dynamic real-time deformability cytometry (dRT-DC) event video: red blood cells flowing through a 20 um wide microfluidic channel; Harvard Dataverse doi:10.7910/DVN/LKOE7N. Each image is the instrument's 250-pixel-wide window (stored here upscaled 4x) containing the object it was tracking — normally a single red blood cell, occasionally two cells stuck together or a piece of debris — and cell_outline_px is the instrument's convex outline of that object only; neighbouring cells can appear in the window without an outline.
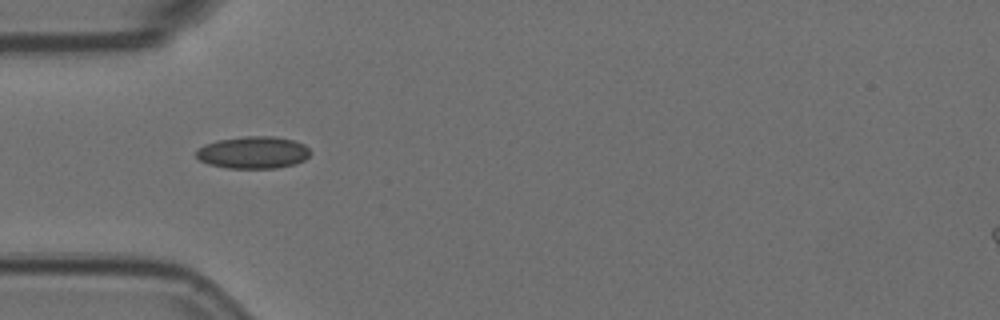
{"species": "Egyptian fruit bat (a non-hibernating species)", "species_latin": "Rousettus aegyptiacus", "temperature_condition": "room temperature", "stored_images_in_passage": 5, "camera_frame_rate_fps": 3000, "um_per_image_px": 0.085, "animal": {"sex": "female"}, "frame": {"image": 1, "passage_image": 4, "time_ms": 1.0, "image_size_px": [1000, 320], "cell_outline_px": [[312, 152], [304, 160], [296, 164], [276, 168], [228, 168], [208, 164], [200, 160], [196, 156], [196, 152], [204, 144], [216, 140], [244, 136], [272, 136], [292, 140], [304, 144]], "centroid_in_image_um": [21.52, 12.96], "position_along_channel_um": 63.5, "area_um2": 21.44}}
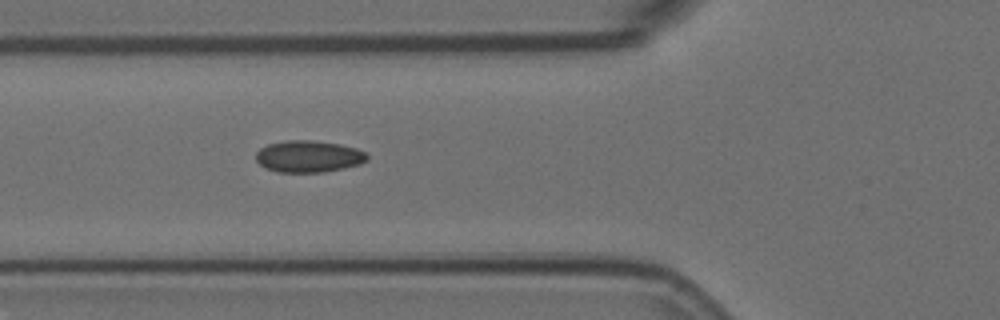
{"frame": {"image": 2, "passage_image": 5, "time_ms": 1.333, "image_size_px": [1000, 320], "cell_outline_px": [[368, 160], [360, 164], [324, 172], [276, 172], [260, 164], [256, 160], [256, 152], [260, 148], [268, 144], [288, 140], [312, 140], [340, 144], [356, 148], [364, 152], [368, 156]], "centroid_in_image_um": [26.23, 13.29], "position_along_channel_um": 99.6, "area_um2": 20.52}}